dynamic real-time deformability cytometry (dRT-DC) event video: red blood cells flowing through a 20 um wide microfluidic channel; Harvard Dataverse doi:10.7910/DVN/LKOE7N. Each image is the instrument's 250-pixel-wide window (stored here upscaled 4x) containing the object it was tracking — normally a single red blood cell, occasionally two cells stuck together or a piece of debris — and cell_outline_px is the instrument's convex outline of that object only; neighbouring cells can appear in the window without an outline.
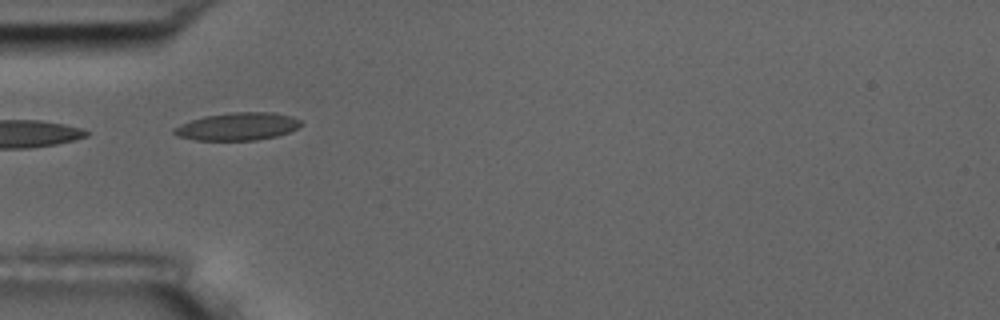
{"species": "common noctule bat (a hibernating species)", "species_latin": "Nyctalus noctula", "temperature_condition": "room temperature", "stored_images_in_passage": 6, "camera_frame_rate_fps": 3000, "um_per_image_px": 0.085, "animal": {"sex": "male", "body_mass_g": 17.5, "forearm_length_mm": 52.3}, "frame": {"image": 1, "passage_image": 5, "time_ms": 5.333, "image_size_px": [1000, 320], "cell_outline_px": [[304, 124], [288, 132], [276, 136], [256, 140], [196, 140], [176, 136], [172, 132], [172, 128], [180, 124], [204, 116], [232, 112], [276, 112], [292, 116], [300, 120]], "centroid_in_image_um": [20.19, 10.74], "position_along_channel_um": 64.8, "area_um2": 20.58}}